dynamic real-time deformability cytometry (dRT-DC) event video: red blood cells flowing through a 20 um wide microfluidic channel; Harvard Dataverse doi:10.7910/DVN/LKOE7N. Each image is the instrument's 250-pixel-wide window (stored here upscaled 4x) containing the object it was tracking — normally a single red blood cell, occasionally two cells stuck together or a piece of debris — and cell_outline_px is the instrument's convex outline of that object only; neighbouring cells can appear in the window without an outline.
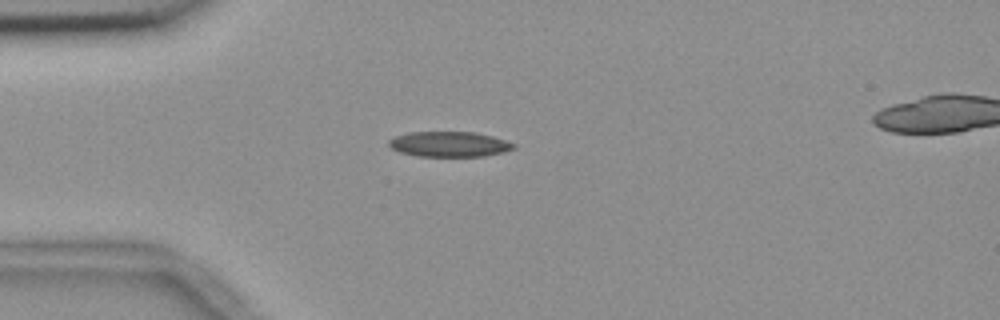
{"species": "common noctule bat (a hibernating species)", "species_latin": "Nyctalus noctula", "temperature_condition": "room temperature", "stored_images_in_passage": 42, "camera_frame_rate_fps": 3000, "um_per_image_px": 0.085, "animal": {"sex": "female", "body_mass_g": 18.4}, "frame": {"image": 1, "passage_image": 1, "time_ms": 0.0, "image_size_px": [1000, 320], "cell_outline_px": [[516, 148], [504, 152], [484, 156], [416, 156], [400, 152], [392, 148], [388, 144], [388, 140], [396, 136], [408, 132], [476, 132], [492, 136], [516, 144]], "centroid_in_image_um": [38.2, 12.25], "position_along_channel_um": 46.8, "area_um2": 18.38}}
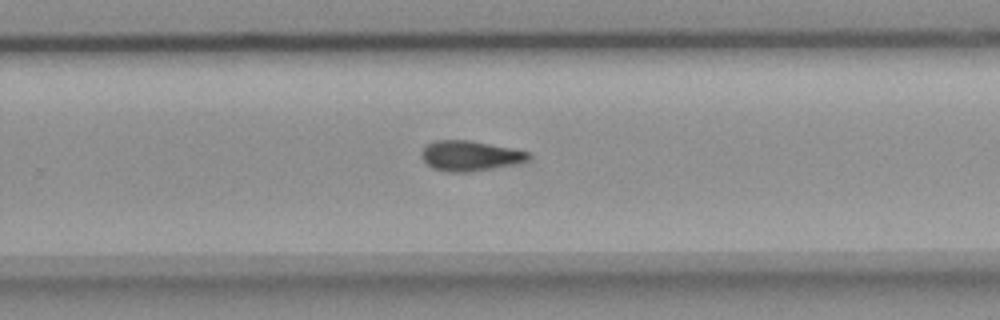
{"frame": {"image": 2, "passage_image": 22, "time_ms": 7.0, "image_size_px": [1000, 320], "cell_outline_px": [[532, 156], [528, 160], [512, 164], [472, 172], [448, 172], [432, 168], [424, 160], [424, 148], [428, 144], [436, 140], [468, 140], [512, 148], [528, 152]], "centroid_in_image_um": [39.98, 13.24], "position_along_channel_um": 289.8, "area_um2": 18.44}}
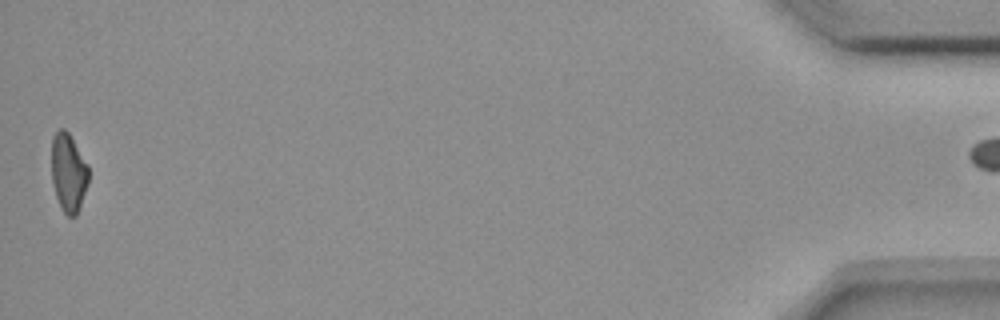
{"frame": {"image": 3, "passage_image": 41, "time_ms": 13.333, "image_size_px": [1000, 320], "cell_outline_px": [[88, 184], [76, 216], [68, 216], [60, 208], [56, 196], [52, 180], [52, 136], [60, 128], [64, 128], [68, 132], [88, 164]], "centroid_in_image_um": [5.82, 14.67], "position_along_channel_um": 429.4, "area_um2": 16.88}}